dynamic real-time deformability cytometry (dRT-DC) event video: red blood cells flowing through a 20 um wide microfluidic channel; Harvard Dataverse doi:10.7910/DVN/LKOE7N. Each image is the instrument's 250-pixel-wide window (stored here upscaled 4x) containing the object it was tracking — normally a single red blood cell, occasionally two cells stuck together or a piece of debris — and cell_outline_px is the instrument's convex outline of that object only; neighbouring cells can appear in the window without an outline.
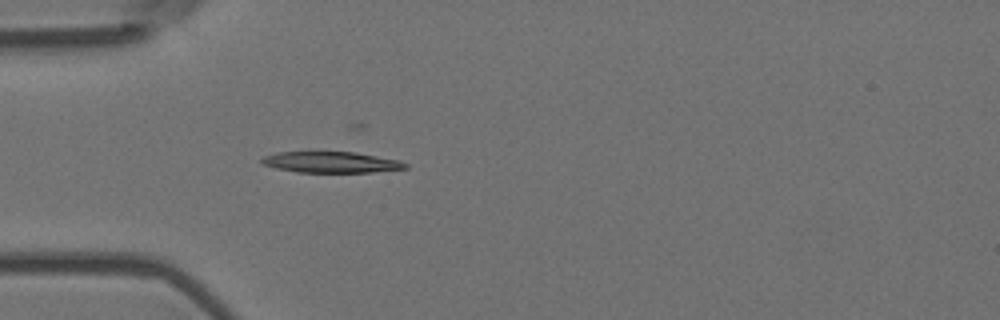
{"species": "Egyptian fruit bat (a non-hibernating species)", "species_latin": "Rousettus aegyptiacus", "temperature_condition": "room temperature", "stored_images_in_passage": 4, "camera_frame_rate_fps": 3000, "um_per_image_px": 0.085, "animal": {"sex": "female"}, "frame": {"image": 1, "passage_image": 4, "time_ms": 1.0, "image_size_px": [1000, 320], "cell_outline_px": [[408, 168], [372, 172], [296, 172], [276, 168], [264, 164], [260, 160], [264, 156], [276, 152], [356, 152], [400, 160], [408, 164]], "centroid_in_image_um": [28.17, 13.78], "position_along_channel_um": 56.8, "area_um2": 17.57}}